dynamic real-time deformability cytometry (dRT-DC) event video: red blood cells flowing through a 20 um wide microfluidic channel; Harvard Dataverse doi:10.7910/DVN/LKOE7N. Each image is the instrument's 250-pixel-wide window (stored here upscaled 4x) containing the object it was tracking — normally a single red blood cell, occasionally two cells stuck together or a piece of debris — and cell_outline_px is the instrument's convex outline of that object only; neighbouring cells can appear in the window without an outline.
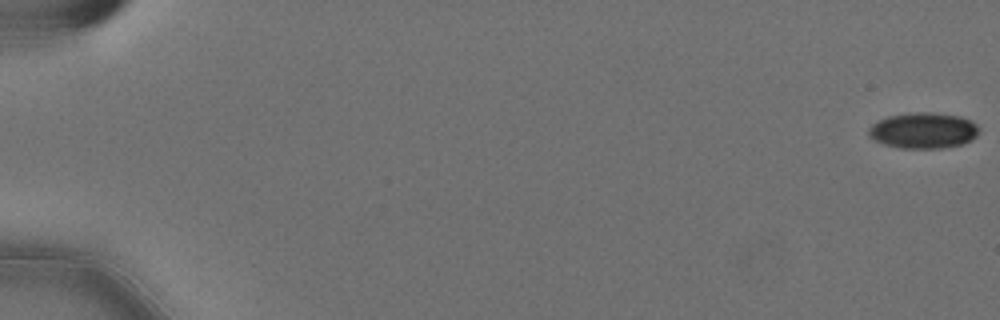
{"species": "Egyptian fruit bat (a non-hibernating species)", "species_latin": "Rousettus aegyptiacus", "temperature_condition": "cold", "stored_images_in_passage": 58, "camera_frame_rate_fps": 3000, "um_per_image_px": 0.085, "animal": {"sex": "female"}, "frame": {"image": 1, "passage_image": 1, "time_ms": 0.0, "image_size_px": [1000, 320], "cell_outline_px": [[980, 132], [972, 140], [960, 144], [940, 148], [900, 148], [884, 144], [868, 136], [868, 128], [872, 124], [888, 116], [916, 112], [932, 112], [960, 116], [972, 120], [980, 128]], "centroid_in_image_um": [78.51, 11.08], "position_along_channel_um": 6.5, "area_um2": 23.12}}
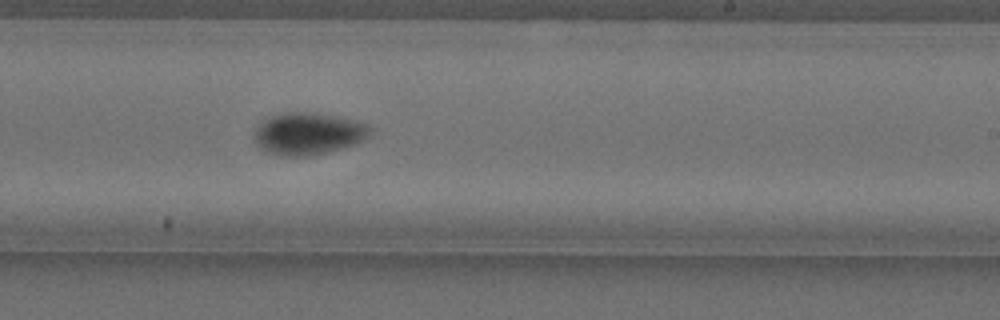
{"frame": {"image": 2, "passage_image": 37, "time_ms": 12.0, "image_size_px": [1000, 320], "cell_outline_px": [[372, 132], [368, 136], [352, 144], [328, 152], [308, 156], [280, 156], [268, 152], [260, 148], [256, 144], [256, 128], [260, 124], [272, 116], [284, 112], [316, 112], [336, 116], [368, 124]], "centroid_in_image_um": [26.19, 11.36], "position_along_channel_um": 262.8, "area_um2": 28.03}}
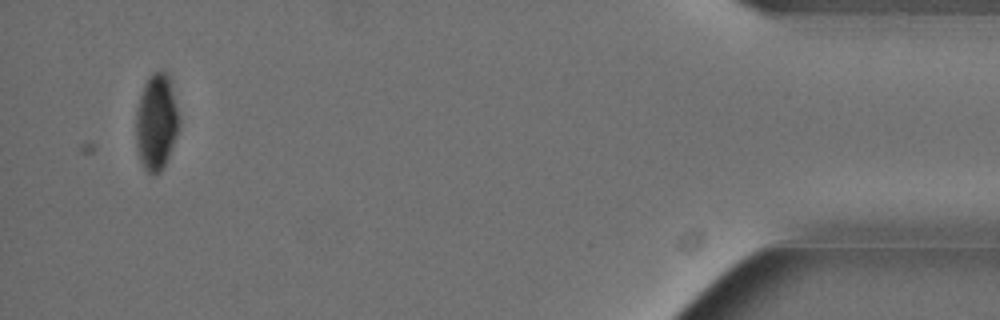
{"frame": {"image": 3, "passage_image": 56, "time_ms": 18.333, "image_size_px": [1000, 320], "cell_outline_px": [[180, 124], [176, 136], [164, 168], [160, 172], [148, 172], [144, 168], [140, 160], [136, 144], [136, 112], [140, 96], [144, 84], [156, 72], [164, 72], [168, 76], [172, 88], [180, 120]], "centroid_in_image_um": [13.29, 10.42], "position_along_channel_um": 421.9, "area_um2": 23.76}}